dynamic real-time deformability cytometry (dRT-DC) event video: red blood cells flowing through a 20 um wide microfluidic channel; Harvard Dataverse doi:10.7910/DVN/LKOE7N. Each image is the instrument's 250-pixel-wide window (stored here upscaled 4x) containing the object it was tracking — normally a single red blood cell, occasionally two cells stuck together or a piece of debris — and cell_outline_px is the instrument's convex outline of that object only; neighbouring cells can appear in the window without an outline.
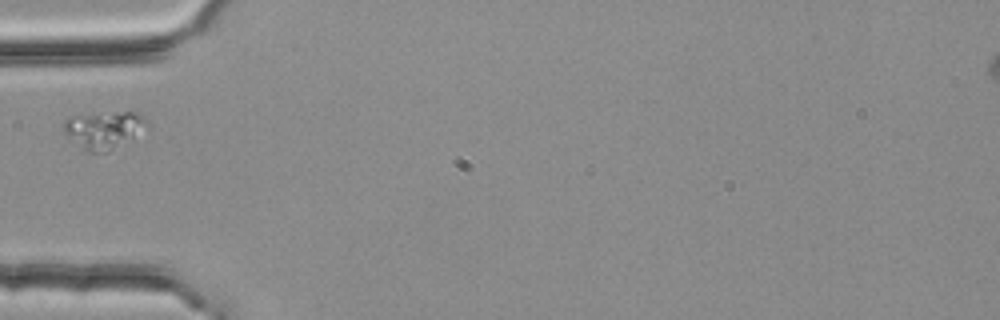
{"species": "common noctule bat (a hibernating species)", "species_latin": "Nyctalus noctula", "temperature_condition": "room temperature", "stored_images_in_passage": 1, "camera_frame_rate_fps": 3000, "um_per_image_px": 0.085, "animal": {"sex": "female", "body_mass_g": 25.1}, "frame": {"image": 1, "passage_image": 1, "time_ms": 0.0, "image_size_px": [1000, 320], "cell_outline_px": [[148, 124], [132, 136], [108, 152], [88, 152], [64, 132], [64, 120], [76, 116], [112, 112], [140, 112], [144, 116]], "centroid_in_image_um": [8.83, 11.01], "position_along_channel_um": 76.2, "area_um2": 17.28}}